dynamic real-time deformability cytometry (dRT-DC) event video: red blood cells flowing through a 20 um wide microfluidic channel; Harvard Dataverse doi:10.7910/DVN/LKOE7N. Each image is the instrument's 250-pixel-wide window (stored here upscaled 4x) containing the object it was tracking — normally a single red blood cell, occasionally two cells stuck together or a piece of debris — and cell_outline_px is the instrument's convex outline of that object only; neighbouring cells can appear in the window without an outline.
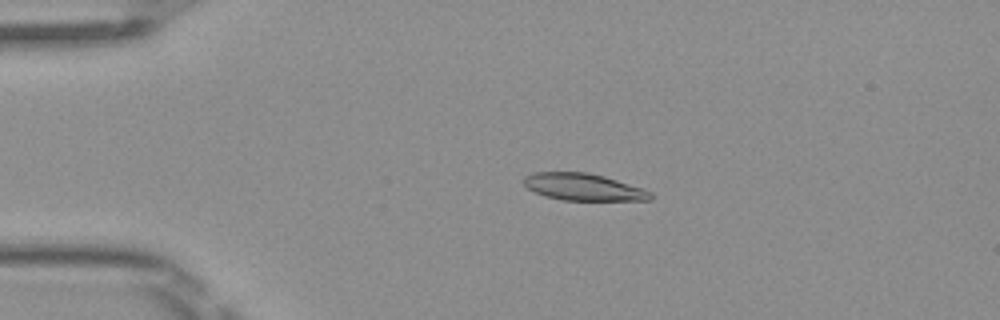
{"species": "Egyptian fruit bat (a non-hibernating species)", "species_latin": "Rousettus aegyptiacus", "temperature_condition": "room temperature", "stored_images_in_passage": 49, "camera_frame_rate_fps": 3000, "um_per_image_px": 0.085, "frame": {"image": 1, "passage_image": 10, "time_ms": 3.0, "image_size_px": [1000, 320], "cell_outline_px": [[652, 200], [560, 200], [544, 196], [528, 188], [524, 184], [524, 176], [536, 172], [588, 172], [604, 176], [644, 188], [652, 192]], "centroid_in_image_um": [49.61, 15.89], "position_along_channel_um": 35.4, "area_um2": 20.0}}
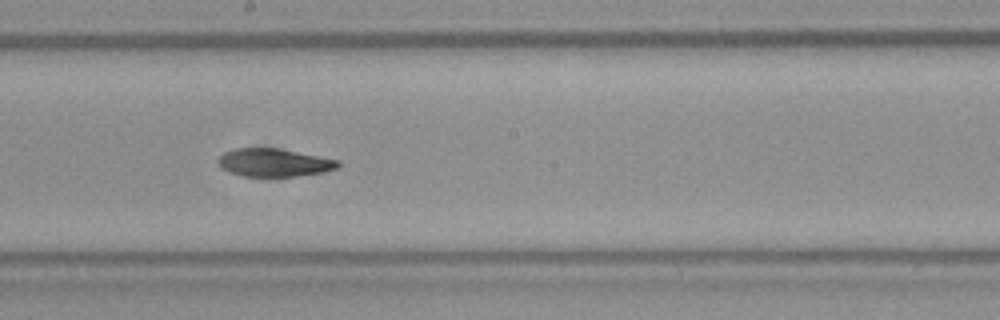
{"frame": {"image": 2, "passage_image": 27, "time_ms": 8.667, "image_size_px": [1000, 320], "cell_outline_px": [[340, 164], [336, 168], [324, 172], [296, 176], [244, 176], [228, 172], [220, 168], [216, 160], [224, 152], [232, 148], [280, 148], [340, 160]], "centroid_in_image_um": [23.26, 13.81], "position_along_channel_um": 224.9, "area_um2": 19.77}}
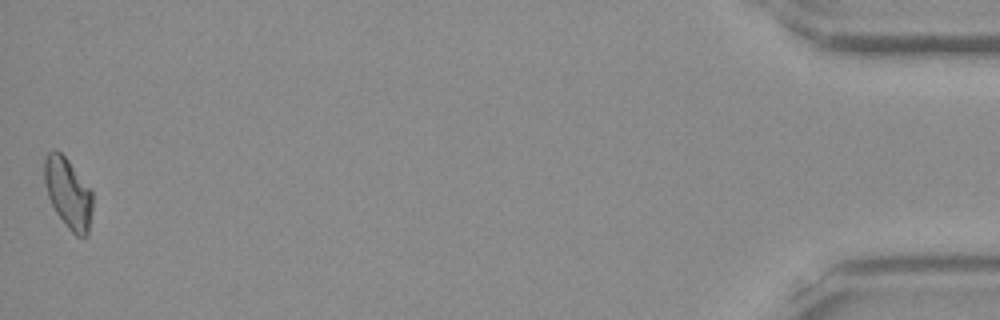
{"frame": {"image": 3, "passage_image": 49, "time_ms": 16.0, "image_size_px": [1000, 320], "cell_outline_px": [[92, 212], [88, 236], [76, 236], [68, 228], [56, 212], [48, 196], [44, 184], [44, 156], [48, 152], [56, 148], [68, 160], [92, 192]], "centroid_in_image_um": [5.78, 16.41], "position_along_channel_um": 429.4, "area_um2": 19.71}, "authors_computed_cell_mechanics": {"area_um2": 19.941, "velocity_mm_per_s": 4.0705, "shape_relaxation_time_tau1_ms": null, "shape_relaxation_time_tau2_ms": 9.1323, "deformation_change_tau1": null, "deformation_change_tau2": 0.1881}}